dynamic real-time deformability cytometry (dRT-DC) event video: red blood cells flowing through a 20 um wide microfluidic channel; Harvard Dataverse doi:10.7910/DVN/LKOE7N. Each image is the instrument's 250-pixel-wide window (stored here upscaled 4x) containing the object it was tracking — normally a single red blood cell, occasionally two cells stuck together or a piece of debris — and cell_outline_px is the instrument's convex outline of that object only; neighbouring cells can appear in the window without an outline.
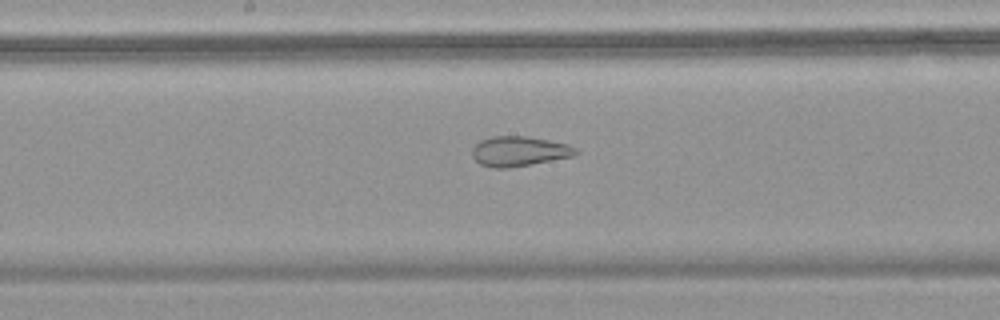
{"species": "common noctule bat (a hibernating species)", "species_latin": "Nyctalus noctula", "temperature_condition": "warm", "stored_images_in_passage": 52, "camera_frame_rate_fps": 3000, "um_per_image_px": 0.085, "animal": {"sex": "female", "body_mass_g": 18.4}, "frame": {"image": 1, "passage_image": 28, "time_ms": 9.0, "image_size_px": [1000, 320], "cell_outline_px": [[580, 152], [572, 156], [532, 164], [508, 168], [492, 168], [480, 164], [472, 156], [472, 148], [480, 140], [492, 136], [528, 136], [568, 144], [576, 148]], "centroid_in_image_um": [44.11, 12.85], "position_along_channel_um": 204.1, "area_um2": 18.09}}
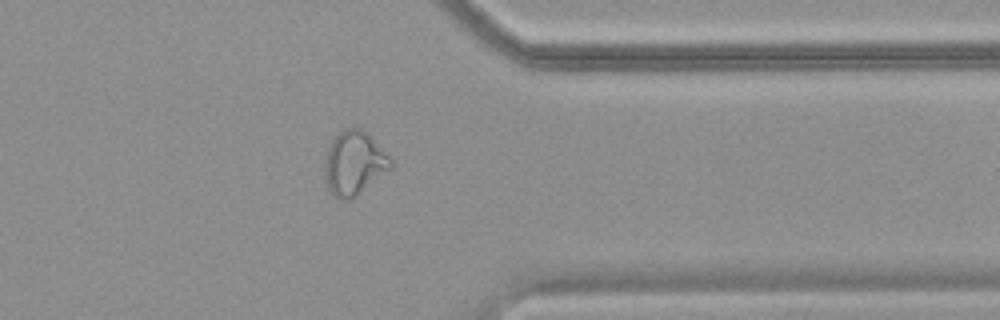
{"frame": {"image": 2, "passage_image": 42, "time_ms": 13.667, "image_size_px": [1000, 320], "cell_outline_px": [[392, 168], [356, 196], [340, 200], [324, 188], [324, 160], [328, 144], [344, 128], [360, 128], [392, 160]], "centroid_in_image_um": [30.03, 13.91], "position_along_channel_um": 381.4, "area_um2": 24.45}}
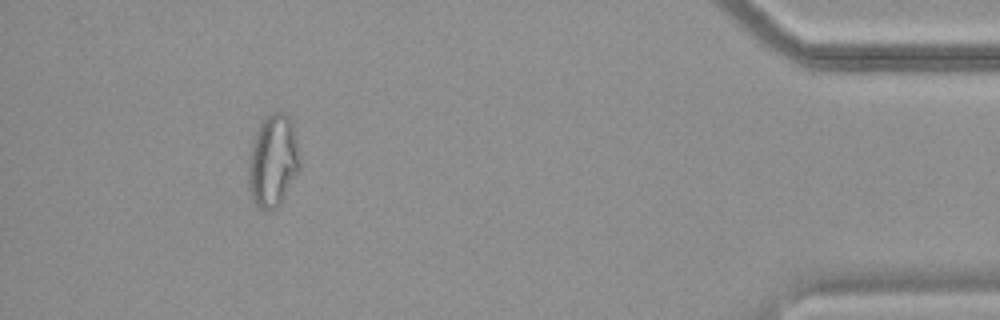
{"frame": {"image": 3, "passage_image": 48, "time_ms": 15.667, "image_size_px": [1000, 320], "cell_outline_px": [[300, 168], [280, 204], [272, 212], [260, 208], [252, 200], [248, 188], [248, 160], [252, 144], [256, 132], [264, 116], [280, 108], [292, 120], [296, 140], [300, 164]], "centroid_in_image_um": [23.19, 13.65], "position_along_channel_um": 412.0, "area_um2": 27.98}}